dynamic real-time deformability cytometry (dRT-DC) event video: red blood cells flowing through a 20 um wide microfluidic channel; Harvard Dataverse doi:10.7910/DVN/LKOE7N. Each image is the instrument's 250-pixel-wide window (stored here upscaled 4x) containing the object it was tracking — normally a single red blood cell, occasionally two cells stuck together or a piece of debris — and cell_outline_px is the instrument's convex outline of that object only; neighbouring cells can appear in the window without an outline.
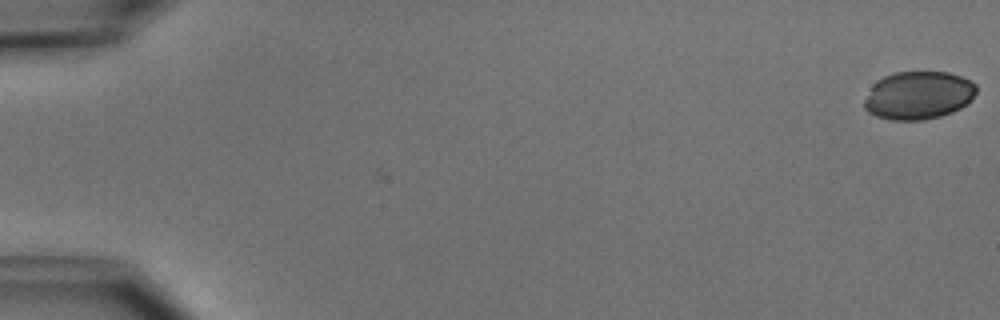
{"species": "common noctule bat (a hibernating species)", "species_latin": "Nyctalus noctula", "temperature_condition": "cold", "stored_images_in_passage": 2, "camera_frame_rate_fps": 3000, "um_per_image_px": 0.085, "animal": {"sex": "male", "body_mass_g": 15.6}, "frame": {"image": 1, "passage_image": 2, "time_ms": 1.0, "image_size_px": [1000, 320], "cell_outline_px": [[976, 92], [972, 100], [968, 104], [952, 112], [940, 116], [924, 120], [892, 120], [876, 116], [868, 112], [864, 108], [864, 100], [872, 84], [876, 80], [884, 76], [896, 72], [948, 72], [972, 80], [976, 84]], "centroid_in_image_um": [78.07, 8.1], "position_along_channel_um": 6.9, "area_um2": 31.67}}